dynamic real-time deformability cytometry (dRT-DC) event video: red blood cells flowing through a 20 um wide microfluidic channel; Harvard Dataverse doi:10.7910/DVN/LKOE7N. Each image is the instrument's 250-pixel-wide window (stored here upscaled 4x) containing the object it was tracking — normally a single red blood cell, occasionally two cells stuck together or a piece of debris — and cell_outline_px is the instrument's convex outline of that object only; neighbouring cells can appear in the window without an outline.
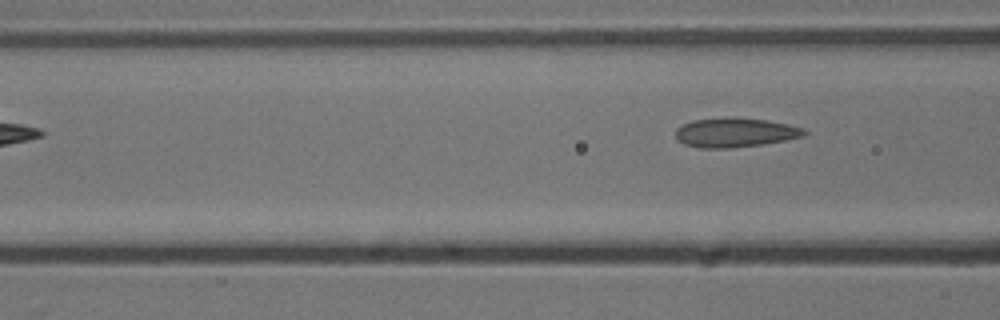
{"species": "common noctule bat (a hibernating species)", "species_latin": "Nyctalus noctula", "temperature_condition": "cold", "stored_images_in_passage": 6, "camera_frame_rate_fps": 3000, "um_per_image_px": 0.085, "animal": {"sex": "male", "body_mass_g": 13.3}, "frame": {"image": 1, "passage_image": 6, "time_ms": 1.667, "image_size_px": [1000, 320], "cell_outline_px": [[808, 132], [804, 136], [764, 144], [728, 148], [700, 148], [684, 144], [676, 140], [676, 128], [692, 120], [724, 116], [728, 116], [768, 120], [804, 128]], "centroid_in_image_um": [62.46, 11.25], "position_along_channel_um": 104.1, "area_um2": 22.25}}